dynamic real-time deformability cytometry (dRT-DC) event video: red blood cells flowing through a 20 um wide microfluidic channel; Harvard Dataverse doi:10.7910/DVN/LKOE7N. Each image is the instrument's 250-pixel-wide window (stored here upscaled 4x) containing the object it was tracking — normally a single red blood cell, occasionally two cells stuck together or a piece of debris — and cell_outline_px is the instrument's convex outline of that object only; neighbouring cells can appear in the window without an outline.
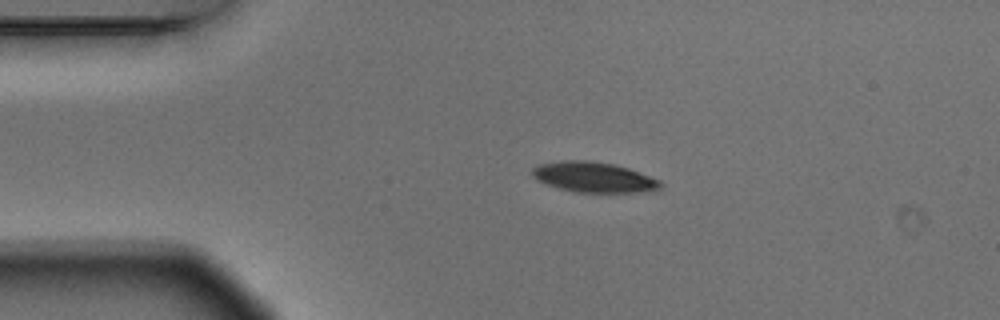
{"species": "Egyptian fruit bat (a non-hibernating species)", "species_latin": "Rousettus aegyptiacus", "temperature_condition": "warm", "stored_images_in_passage": 3, "camera_frame_rate_fps": 3000, "um_per_image_px": 0.085, "animal": {"sex": "male"}, "frame": {"image": 1, "passage_image": 2, "time_ms": 0.333, "image_size_px": [1000, 320], "cell_outline_px": [[664, 184], [660, 188], [636, 192], [572, 192], [544, 184], [536, 180], [532, 176], [532, 168], [540, 164], [564, 160], [584, 160], [612, 164], [628, 168], [660, 180]], "centroid_in_image_um": [50.42, 15.06], "position_along_channel_um": 34.6, "area_um2": 22.54}}